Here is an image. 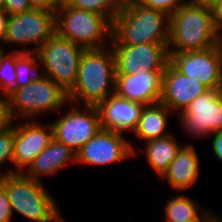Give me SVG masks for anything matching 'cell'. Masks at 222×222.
<instances>
[{
	"label": "cell",
	"mask_w": 222,
	"mask_h": 222,
	"mask_svg": "<svg viewBox=\"0 0 222 222\" xmlns=\"http://www.w3.org/2000/svg\"><path fill=\"white\" fill-rule=\"evenodd\" d=\"M115 74V56L111 46L85 49L76 83L68 92L69 103L98 106L115 94Z\"/></svg>",
	"instance_id": "cell-1"
},
{
	"label": "cell",
	"mask_w": 222,
	"mask_h": 222,
	"mask_svg": "<svg viewBox=\"0 0 222 222\" xmlns=\"http://www.w3.org/2000/svg\"><path fill=\"white\" fill-rule=\"evenodd\" d=\"M221 40L209 6L188 0L170 16L168 53L206 50Z\"/></svg>",
	"instance_id": "cell-2"
},
{
	"label": "cell",
	"mask_w": 222,
	"mask_h": 222,
	"mask_svg": "<svg viewBox=\"0 0 222 222\" xmlns=\"http://www.w3.org/2000/svg\"><path fill=\"white\" fill-rule=\"evenodd\" d=\"M170 16L135 2L120 6L112 21L111 44H168Z\"/></svg>",
	"instance_id": "cell-3"
},
{
	"label": "cell",
	"mask_w": 222,
	"mask_h": 222,
	"mask_svg": "<svg viewBox=\"0 0 222 222\" xmlns=\"http://www.w3.org/2000/svg\"><path fill=\"white\" fill-rule=\"evenodd\" d=\"M5 101L12 121L39 120L48 113L60 112L69 103L68 93L43 74L14 89Z\"/></svg>",
	"instance_id": "cell-4"
},
{
	"label": "cell",
	"mask_w": 222,
	"mask_h": 222,
	"mask_svg": "<svg viewBox=\"0 0 222 222\" xmlns=\"http://www.w3.org/2000/svg\"><path fill=\"white\" fill-rule=\"evenodd\" d=\"M55 33L84 49L104 48L112 40V22L102 14L59 2L55 11Z\"/></svg>",
	"instance_id": "cell-5"
},
{
	"label": "cell",
	"mask_w": 222,
	"mask_h": 222,
	"mask_svg": "<svg viewBox=\"0 0 222 222\" xmlns=\"http://www.w3.org/2000/svg\"><path fill=\"white\" fill-rule=\"evenodd\" d=\"M0 181L6 187L13 215L15 212L27 220H46L59 208L43 182L35 181L23 173L3 176Z\"/></svg>",
	"instance_id": "cell-6"
},
{
	"label": "cell",
	"mask_w": 222,
	"mask_h": 222,
	"mask_svg": "<svg viewBox=\"0 0 222 222\" xmlns=\"http://www.w3.org/2000/svg\"><path fill=\"white\" fill-rule=\"evenodd\" d=\"M84 50L54 33L35 52L39 58L40 73L52 79L68 93L76 83Z\"/></svg>",
	"instance_id": "cell-7"
},
{
	"label": "cell",
	"mask_w": 222,
	"mask_h": 222,
	"mask_svg": "<svg viewBox=\"0 0 222 222\" xmlns=\"http://www.w3.org/2000/svg\"><path fill=\"white\" fill-rule=\"evenodd\" d=\"M54 33L55 11L30 9L23 13L9 15L4 49L11 50L13 46H22L24 48L12 50L35 53Z\"/></svg>",
	"instance_id": "cell-8"
},
{
	"label": "cell",
	"mask_w": 222,
	"mask_h": 222,
	"mask_svg": "<svg viewBox=\"0 0 222 222\" xmlns=\"http://www.w3.org/2000/svg\"><path fill=\"white\" fill-rule=\"evenodd\" d=\"M65 107L57 119L50 121L53 137L77 153L102 129L100 113L97 106L82 105L80 109L68 103Z\"/></svg>",
	"instance_id": "cell-9"
},
{
	"label": "cell",
	"mask_w": 222,
	"mask_h": 222,
	"mask_svg": "<svg viewBox=\"0 0 222 222\" xmlns=\"http://www.w3.org/2000/svg\"><path fill=\"white\" fill-rule=\"evenodd\" d=\"M181 133L203 141L222 130V100L218 89H208L177 115Z\"/></svg>",
	"instance_id": "cell-10"
},
{
	"label": "cell",
	"mask_w": 222,
	"mask_h": 222,
	"mask_svg": "<svg viewBox=\"0 0 222 222\" xmlns=\"http://www.w3.org/2000/svg\"><path fill=\"white\" fill-rule=\"evenodd\" d=\"M136 149L123 133L101 129L76 153V164L110 166L132 159Z\"/></svg>",
	"instance_id": "cell-11"
},
{
	"label": "cell",
	"mask_w": 222,
	"mask_h": 222,
	"mask_svg": "<svg viewBox=\"0 0 222 222\" xmlns=\"http://www.w3.org/2000/svg\"><path fill=\"white\" fill-rule=\"evenodd\" d=\"M53 139L50 122L14 121L13 173H23Z\"/></svg>",
	"instance_id": "cell-12"
},
{
	"label": "cell",
	"mask_w": 222,
	"mask_h": 222,
	"mask_svg": "<svg viewBox=\"0 0 222 222\" xmlns=\"http://www.w3.org/2000/svg\"><path fill=\"white\" fill-rule=\"evenodd\" d=\"M169 62L182 74L197 79L207 89L222 84L221 43L201 51L169 53Z\"/></svg>",
	"instance_id": "cell-13"
},
{
	"label": "cell",
	"mask_w": 222,
	"mask_h": 222,
	"mask_svg": "<svg viewBox=\"0 0 222 222\" xmlns=\"http://www.w3.org/2000/svg\"><path fill=\"white\" fill-rule=\"evenodd\" d=\"M115 56V75L164 71L169 62L168 44H110Z\"/></svg>",
	"instance_id": "cell-14"
},
{
	"label": "cell",
	"mask_w": 222,
	"mask_h": 222,
	"mask_svg": "<svg viewBox=\"0 0 222 222\" xmlns=\"http://www.w3.org/2000/svg\"><path fill=\"white\" fill-rule=\"evenodd\" d=\"M208 90L197 79L180 73L170 62L165 67L162 79L160 102L174 115H179L199 95Z\"/></svg>",
	"instance_id": "cell-15"
},
{
	"label": "cell",
	"mask_w": 222,
	"mask_h": 222,
	"mask_svg": "<svg viewBox=\"0 0 222 222\" xmlns=\"http://www.w3.org/2000/svg\"><path fill=\"white\" fill-rule=\"evenodd\" d=\"M164 71L115 75V94L123 99L153 105L160 102Z\"/></svg>",
	"instance_id": "cell-16"
},
{
	"label": "cell",
	"mask_w": 222,
	"mask_h": 222,
	"mask_svg": "<svg viewBox=\"0 0 222 222\" xmlns=\"http://www.w3.org/2000/svg\"><path fill=\"white\" fill-rule=\"evenodd\" d=\"M195 144H184L176 157L170 163L168 170L163 174L160 185L168 184L171 191H186L196 184L200 177V154Z\"/></svg>",
	"instance_id": "cell-17"
},
{
	"label": "cell",
	"mask_w": 222,
	"mask_h": 222,
	"mask_svg": "<svg viewBox=\"0 0 222 222\" xmlns=\"http://www.w3.org/2000/svg\"><path fill=\"white\" fill-rule=\"evenodd\" d=\"M145 105L118 97L109 96L97 107L101 117L102 129L119 133H133ZM127 132V133H126Z\"/></svg>",
	"instance_id": "cell-18"
},
{
	"label": "cell",
	"mask_w": 222,
	"mask_h": 222,
	"mask_svg": "<svg viewBox=\"0 0 222 222\" xmlns=\"http://www.w3.org/2000/svg\"><path fill=\"white\" fill-rule=\"evenodd\" d=\"M76 164V152L63 143L53 139L23 174L35 181L43 182L42 177H51L66 166Z\"/></svg>",
	"instance_id": "cell-19"
},
{
	"label": "cell",
	"mask_w": 222,
	"mask_h": 222,
	"mask_svg": "<svg viewBox=\"0 0 222 222\" xmlns=\"http://www.w3.org/2000/svg\"><path fill=\"white\" fill-rule=\"evenodd\" d=\"M178 136L175 134H170L163 138L151 139L149 141H145L144 147L139 150L133 151V157L138 156V152L142 150L145 154L146 163L151 167V169L155 172L157 177L160 178L163 174L168 170L170 163L176 157L178 151L184 144H193L191 141L180 143ZM137 154V155H136Z\"/></svg>",
	"instance_id": "cell-20"
},
{
	"label": "cell",
	"mask_w": 222,
	"mask_h": 222,
	"mask_svg": "<svg viewBox=\"0 0 222 222\" xmlns=\"http://www.w3.org/2000/svg\"><path fill=\"white\" fill-rule=\"evenodd\" d=\"M172 114L174 113L161 102L144 106L132 136L136 141L145 142L170 135L168 125Z\"/></svg>",
	"instance_id": "cell-21"
},
{
	"label": "cell",
	"mask_w": 222,
	"mask_h": 222,
	"mask_svg": "<svg viewBox=\"0 0 222 222\" xmlns=\"http://www.w3.org/2000/svg\"><path fill=\"white\" fill-rule=\"evenodd\" d=\"M175 195L169 197L165 204V222H189L194 220H207L216 210L209 206H203L198 201L189 197L184 192H174ZM182 193V194H181Z\"/></svg>",
	"instance_id": "cell-22"
},
{
	"label": "cell",
	"mask_w": 222,
	"mask_h": 222,
	"mask_svg": "<svg viewBox=\"0 0 222 222\" xmlns=\"http://www.w3.org/2000/svg\"><path fill=\"white\" fill-rule=\"evenodd\" d=\"M22 54L19 50L0 52V97L6 98L14 89L16 82V59Z\"/></svg>",
	"instance_id": "cell-23"
},
{
	"label": "cell",
	"mask_w": 222,
	"mask_h": 222,
	"mask_svg": "<svg viewBox=\"0 0 222 222\" xmlns=\"http://www.w3.org/2000/svg\"><path fill=\"white\" fill-rule=\"evenodd\" d=\"M39 58L36 53H22L16 59V82L15 89L28 85L40 75Z\"/></svg>",
	"instance_id": "cell-24"
},
{
	"label": "cell",
	"mask_w": 222,
	"mask_h": 222,
	"mask_svg": "<svg viewBox=\"0 0 222 222\" xmlns=\"http://www.w3.org/2000/svg\"><path fill=\"white\" fill-rule=\"evenodd\" d=\"M73 8L102 14L111 22L120 10V5L116 0H64Z\"/></svg>",
	"instance_id": "cell-25"
},
{
	"label": "cell",
	"mask_w": 222,
	"mask_h": 222,
	"mask_svg": "<svg viewBox=\"0 0 222 222\" xmlns=\"http://www.w3.org/2000/svg\"><path fill=\"white\" fill-rule=\"evenodd\" d=\"M14 121L0 132V178L13 174ZM10 164V167L8 166ZM7 163V164H6ZM7 165L5 168L4 165ZM5 168V169H4Z\"/></svg>",
	"instance_id": "cell-26"
},
{
	"label": "cell",
	"mask_w": 222,
	"mask_h": 222,
	"mask_svg": "<svg viewBox=\"0 0 222 222\" xmlns=\"http://www.w3.org/2000/svg\"><path fill=\"white\" fill-rule=\"evenodd\" d=\"M188 0H137L135 3L171 16Z\"/></svg>",
	"instance_id": "cell-27"
},
{
	"label": "cell",
	"mask_w": 222,
	"mask_h": 222,
	"mask_svg": "<svg viewBox=\"0 0 222 222\" xmlns=\"http://www.w3.org/2000/svg\"><path fill=\"white\" fill-rule=\"evenodd\" d=\"M13 214L5 185L0 181V222L12 221Z\"/></svg>",
	"instance_id": "cell-28"
},
{
	"label": "cell",
	"mask_w": 222,
	"mask_h": 222,
	"mask_svg": "<svg viewBox=\"0 0 222 222\" xmlns=\"http://www.w3.org/2000/svg\"><path fill=\"white\" fill-rule=\"evenodd\" d=\"M32 9L28 0H2L1 10L5 11L8 15L23 13Z\"/></svg>",
	"instance_id": "cell-29"
},
{
	"label": "cell",
	"mask_w": 222,
	"mask_h": 222,
	"mask_svg": "<svg viewBox=\"0 0 222 222\" xmlns=\"http://www.w3.org/2000/svg\"><path fill=\"white\" fill-rule=\"evenodd\" d=\"M210 140V146L212 150V154H214V158L218 160V162L222 163V130H219L217 132H214L209 137Z\"/></svg>",
	"instance_id": "cell-30"
},
{
	"label": "cell",
	"mask_w": 222,
	"mask_h": 222,
	"mask_svg": "<svg viewBox=\"0 0 222 222\" xmlns=\"http://www.w3.org/2000/svg\"><path fill=\"white\" fill-rule=\"evenodd\" d=\"M211 7L213 23L222 38V0L215 2Z\"/></svg>",
	"instance_id": "cell-31"
},
{
	"label": "cell",
	"mask_w": 222,
	"mask_h": 222,
	"mask_svg": "<svg viewBox=\"0 0 222 222\" xmlns=\"http://www.w3.org/2000/svg\"><path fill=\"white\" fill-rule=\"evenodd\" d=\"M32 9H43L46 11H56L59 6L58 0H28Z\"/></svg>",
	"instance_id": "cell-32"
},
{
	"label": "cell",
	"mask_w": 222,
	"mask_h": 222,
	"mask_svg": "<svg viewBox=\"0 0 222 222\" xmlns=\"http://www.w3.org/2000/svg\"><path fill=\"white\" fill-rule=\"evenodd\" d=\"M11 122L12 120L8 113L6 101L0 97V132L6 129Z\"/></svg>",
	"instance_id": "cell-33"
},
{
	"label": "cell",
	"mask_w": 222,
	"mask_h": 222,
	"mask_svg": "<svg viewBox=\"0 0 222 222\" xmlns=\"http://www.w3.org/2000/svg\"><path fill=\"white\" fill-rule=\"evenodd\" d=\"M8 18L9 15L5 11L0 10V47H2L3 49Z\"/></svg>",
	"instance_id": "cell-34"
},
{
	"label": "cell",
	"mask_w": 222,
	"mask_h": 222,
	"mask_svg": "<svg viewBox=\"0 0 222 222\" xmlns=\"http://www.w3.org/2000/svg\"><path fill=\"white\" fill-rule=\"evenodd\" d=\"M44 222H66L62 217V212L58 208L51 216H49Z\"/></svg>",
	"instance_id": "cell-35"
},
{
	"label": "cell",
	"mask_w": 222,
	"mask_h": 222,
	"mask_svg": "<svg viewBox=\"0 0 222 222\" xmlns=\"http://www.w3.org/2000/svg\"><path fill=\"white\" fill-rule=\"evenodd\" d=\"M193 1L195 3H199V4H203L205 6H212L215 2L219 1V0H190Z\"/></svg>",
	"instance_id": "cell-36"
},
{
	"label": "cell",
	"mask_w": 222,
	"mask_h": 222,
	"mask_svg": "<svg viewBox=\"0 0 222 222\" xmlns=\"http://www.w3.org/2000/svg\"><path fill=\"white\" fill-rule=\"evenodd\" d=\"M120 6L126 5L128 3L136 2L137 0H116Z\"/></svg>",
	"instance_id": "cell-37"
},
{
	"label": "cell",
	"mask_w": 222,
	"mask_h": 222,
	"mask_svg": "<svg viewBox=\"0 0 222 222\" xmlns=\"http://www.w3.org/2000/svg\"><path fill=\"white\" fill-rule=\"evenodd\" d=\"M218 91H219L220 98L222 100V84L219 86Z\"/></svg>",
	"instance_id": "cell-38"
},
{
	"label": "cell",
	"mask_w": 222,
	"mask_h": 222,
	"mask_svg": "<svg viewBox=\"0 0 222 222\" xmlns=\"http://www.w3.org/2000/svg\"><path fill=\"white\" fill-rule=\"evenodd\" d=\"M30 222H44L45 220H36V219H33V220H29Z\"/></svg>",
	"instance_id": "cell-39"
},
{
	"label": "cell",
	"mask_w": 222,
	"mask_h": 222,
	"mask_svg": "<svg viewBox=\"0 0 222 222\" xmlns=\"http://www.w3.org/2000/svg\"><path fill=\"white\" fill-rule=\"evenodd\" d=\"M206 220H194V221H189V222H205Z\"/></svg>",
	"instance_id": "cell-40"
},
{
	"label": "cell",
	"mask_w": 222,
	"mask_h": 222,
	"mask_svg": "<svg viewBox=\"0 0 222 222\" xmlns=\"http://www.w3.org/2000/svg\"><path fill=\"white\" fill-rule=\"evenodd\" d=\"M1 8H2V0H0V10H1Z\"/></svg>",
	"instance_id": "cell-41"
}]
</instances>
